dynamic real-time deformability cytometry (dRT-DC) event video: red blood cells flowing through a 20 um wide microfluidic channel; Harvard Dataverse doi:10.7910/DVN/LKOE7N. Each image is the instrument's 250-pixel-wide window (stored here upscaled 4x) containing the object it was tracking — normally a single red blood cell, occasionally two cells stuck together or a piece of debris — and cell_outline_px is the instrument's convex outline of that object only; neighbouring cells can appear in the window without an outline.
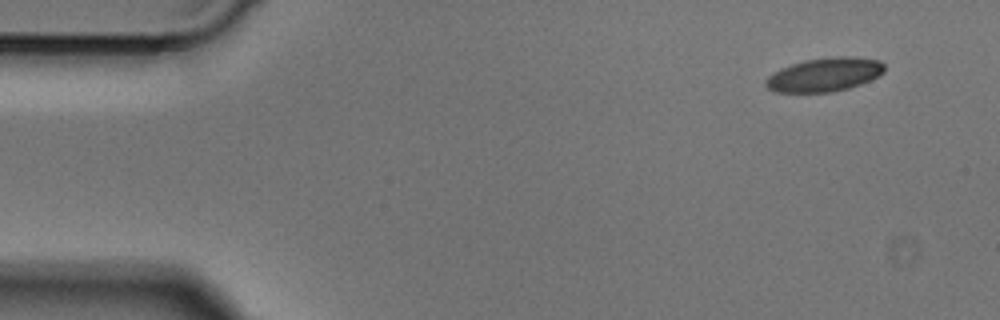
{"species": "Egyptian fruit bat (a non-hibernating species)", "species_latin": "Rousettus aegyptiacus", "temperature_condition": "cold", "stored_images_in_passage": 47, "camera_frame_rate_fps": 3000, "um_per_image_px": 0.085, "animal": {"sex": "male"}, "frame": {"image": 1, "passage_image": 1, "time_ms": 0.0, "image_size_px": [1000, 320], "cell_outline_px": [[884, 72], [880, 76], [860, 84], [848, 88], [832, 92], [776, 92], [768, 88], [764, 84], [764, 80], [768, 76], [780, 68], [804, 60], [836, 56], [848, 56], [880, 60], [884, 64]], "centroid_in_image_um": [70.08, 6.34], "position_along_channel_um": 14.9, "area_um2": 23.41}}
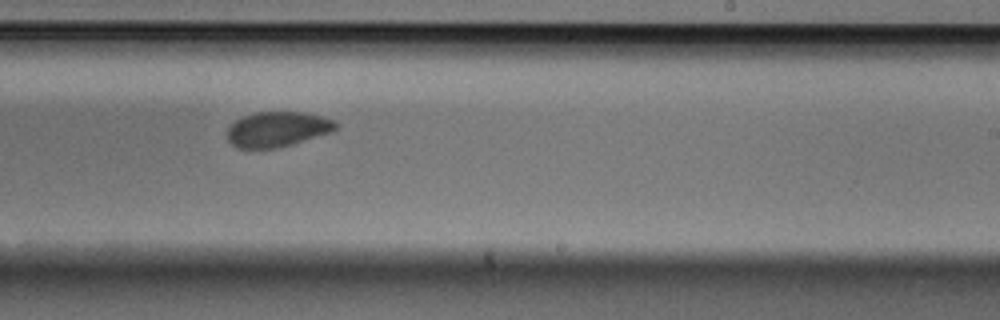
{"frame": {"image": 2, "passage_image": 27, "time_ms": 8.667, "image_size_px": [1000, 320], "cell_outline_px": [[340, 124], [332, 132], [288, 144], [272, 148], [236, 148], [228, 140], [228, 128], [236, 120], [244, 116], [256, 112], [308, 112], [336, 120]], "centroid_in_image_um": [23.61, 10.96], "position_along_channel_um": 265.4, "area_um2": 22.02}}
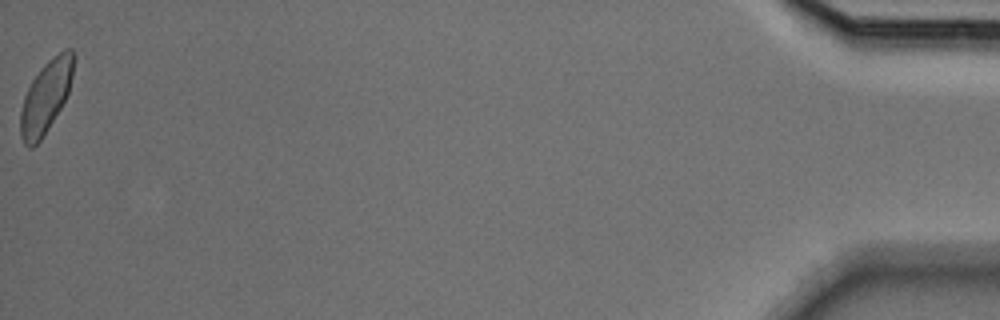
{"frame": {"image": 3, "passage_image": 47, "time_ms": 15.333, "image_size_px": [1000, 320], "cell_outline_px": [[76, 56], [72, 76], [68, 92], [60, 108], [40, 140], [32, 148], [28, 148], [24, 144], [20, 136], [20, 112], [24, 96], [32, 80], [40, 68], [52, 56], [64, 48], [72, 48], [76, 52]], "centroid_in_image_um": [3.91, 8.16], "position_along_channel_um": 431.3, "area_um2": 22.43}}